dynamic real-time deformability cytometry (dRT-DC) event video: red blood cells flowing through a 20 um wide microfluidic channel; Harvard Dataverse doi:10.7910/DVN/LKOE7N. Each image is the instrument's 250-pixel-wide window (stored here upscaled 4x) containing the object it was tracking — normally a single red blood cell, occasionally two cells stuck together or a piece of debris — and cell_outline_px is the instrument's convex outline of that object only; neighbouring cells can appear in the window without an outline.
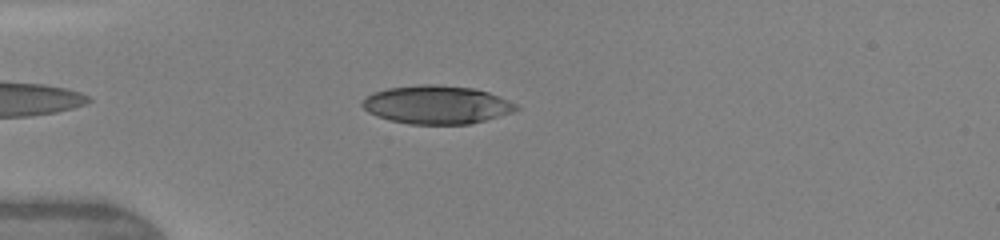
{"species": "human", "species_latin": "Homo sapiens", "temperature_condition": "warm", "stored_images_in_passage": 4, "camera_frame_rate_fps": 3000, "um_per_image_px": 0.085, "donor": {"sex": "female"}, "frame": {"image": 1, "passage_image": 2, "time_ms": 1.0, "image_size_px": [1000, 240], "cell_outline_px": [[520, 108], [512, 112], [484, 120], [468, 124], [408, 124], [392, 120], [368, 112], [360, 104], [364, 96], [372, 92], [388, 88], [424, 84], [436, 84], [472, 88], [488, 92], [500, 96], [516, 104]], "centroid_in_image_um": [37.09, 8.89], "position_along_channel_um": 47.9, "area_um2": 34.22}}